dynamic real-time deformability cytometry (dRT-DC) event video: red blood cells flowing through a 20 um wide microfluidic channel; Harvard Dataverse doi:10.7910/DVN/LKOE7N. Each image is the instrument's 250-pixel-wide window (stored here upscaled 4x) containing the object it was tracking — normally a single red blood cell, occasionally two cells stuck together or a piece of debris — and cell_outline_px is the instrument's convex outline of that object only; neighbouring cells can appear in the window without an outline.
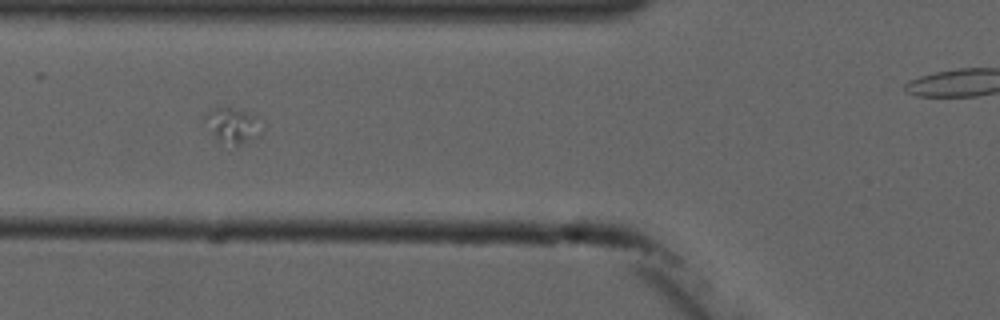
{"species": "common noctule bat (a hibernating species)", "species_latin": "Nyctalus noctula", "temperature_condition": "cold", "stored_images_in_passage": 16, "camera_frame_rate_fps": 3000, "um_per_image_px": 0.085, "animal": {"sex": "male", "forearm_length_mm": 52.5}, "frame": {"image": 1, "passage_image": 5, "time_ms": 6.0, "image_size_px": [1000, 320], "cell_outline_px": [[260, 136], [236, 148], [212, 132], [208, 112], [216, 108], [236, 108], [248, 112], [252, 116], [260, 132]], "centroid_in_image_um": [19.86, 10.69], "position_along_channel_um": 105.9, "area_um2": 10.46}}
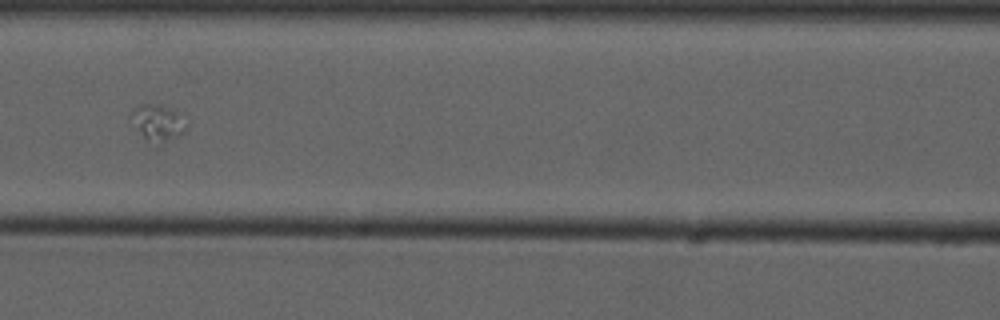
{"frame": {"image": 2, "passage_image": 6, "time_ms": 7.333, "image_size_px": [1000, 320], "cell_outline_px": [[188, 124], [184, 132], [160, 144], [148, 140], [136, 128], [132, 112], [140, 104], [152, 104], [176, 112]], "centroid_in_image_um": [13.44, 10.45], "position_along_channel_um": 153.2, "area_um2": 10.81}}
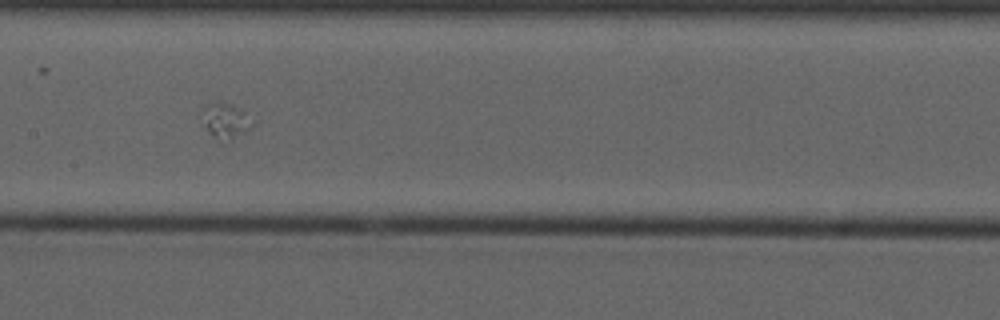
{"frame": {"image": 3, "passage_image": 7, "time_ms": 8.333, "image_size_px": [1000, 320], "cell_outline_px": [[252, 128], [232, 140], [212, 136], [208, 132], [204, 124], [200, 108], [204, 104], [212, 100], [220, 100], [240, 108], [244, 112], [252, 124]], "centroid_in_image_um": [19.1, 10.19], "position_along_channel_um": 188.3, "area_um2": 10.46}}